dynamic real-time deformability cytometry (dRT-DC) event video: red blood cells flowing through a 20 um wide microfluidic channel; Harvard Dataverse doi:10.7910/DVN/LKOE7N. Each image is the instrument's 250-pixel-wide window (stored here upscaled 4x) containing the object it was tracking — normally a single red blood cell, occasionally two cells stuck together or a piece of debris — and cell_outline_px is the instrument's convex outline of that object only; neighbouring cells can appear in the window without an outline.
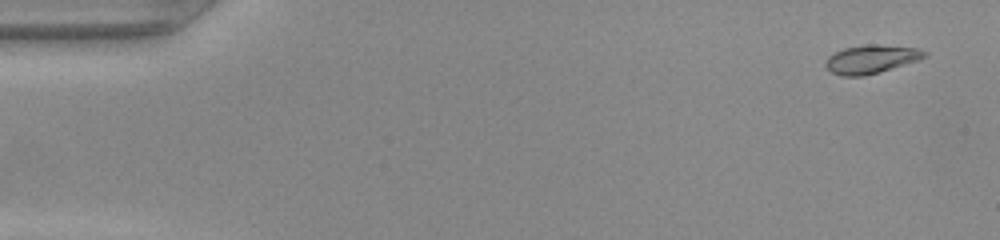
{"species": "common noctule bat (a hibernating species)", "species_latin": "Nyctalus noctula", "temperature_condition": "warm", "stored_images_in_passage": 40, "camera_frame_rate_fps": 3000, "um_per_image_px": 0.085, "animal": {"sex": "female", "body_mass_g": 22.0, "forearm_length_mm": 56.7}, "frame": {"image": 1, "passage_image": 1, "time_ms": 0.0, "image_size_px": [1000, 240], "cell_outline_px": [[928, 56], [920, 60], [880, 72], [864, 76], [840, 76], [832, 72], [824, 64], [824, 60], [828, 56], [844, 48], [864, 44], [876, 44], [920, 48], [928, 52]], "centroid_in_image_um": [74.09, 5.02], "position_along_channel_um": 10.9, "area_um2": 16.7}}
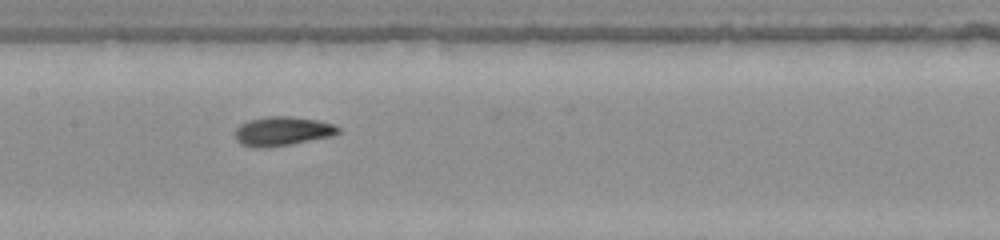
{"frame": {"image": 2, "passage_image": 23, "time_ms": 7.333, "image_size_px": [1000, 240], "cell_outline_px": [[340, 132], [332, 136], [288, 144], [260, 148], [256, 148], [240, 144], [236, 140], [236, 128], [240, 124], [248, 120], [268, 116], [288, 116], [316, 120], [332, 124], [340, 128]], "centroid_in_image_um": [23.97, 11.14], "position_along_channel_um": 183.4, "area_um2": 17.28}}
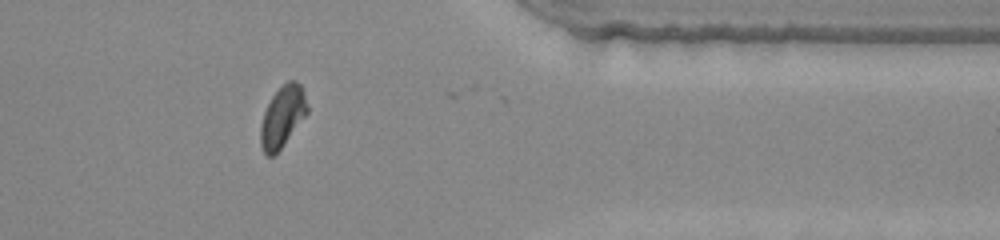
{"frame": {"image": 3, "passage_image": 39, "time_ms": 12.667, "image_size_px": [1000, 240], "cell_outline_px": [[308, 112], [284, 144], [272, 156], [268, 156], [264, 152], [260, 144], [260, 124], [264, 112], [272, 96], [288, 80], [296, 80], [300, 84], [304, 92], [308, 108]], "centroid_in_image_um": [24.01, 9.9], "position_along_channel_um": 387.4, "area_um2": 16.42}}